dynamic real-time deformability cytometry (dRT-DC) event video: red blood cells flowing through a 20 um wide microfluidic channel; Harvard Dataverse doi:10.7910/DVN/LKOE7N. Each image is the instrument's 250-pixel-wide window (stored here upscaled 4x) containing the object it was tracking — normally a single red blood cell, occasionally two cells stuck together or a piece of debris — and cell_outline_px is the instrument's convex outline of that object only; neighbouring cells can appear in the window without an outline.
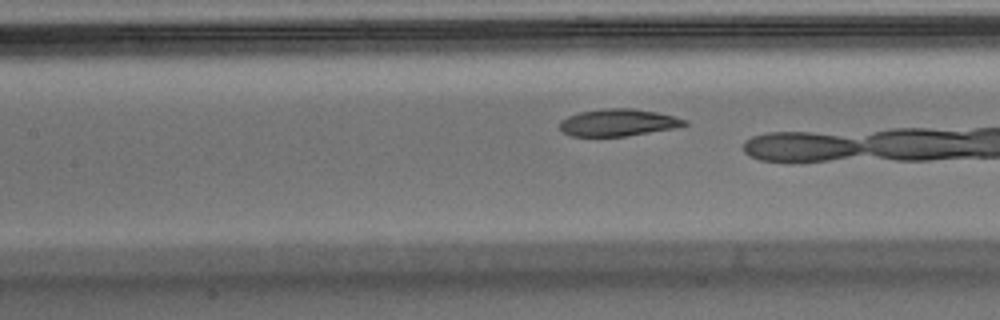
{"species": "Egyptian fruit bat (a non-hibernating species)", "species_latin": "Rousettus aegyptiacus", "temperature_condition": "warm", "stored_images_in_passage": 11, "camera_frame_rate_fps": 3000, "um_per_image_px": 0.085, "animal": {"sex": "male"}, "frame": {"image": 1, "passage_image": 10, "time_ms": 3.0, "image_size_px": [1000, 320], "cell_outline_px": [[688, 124], [680, 128], [624, 136], [572, 136], [564, 132], [560, 128], [560, 120], [568, 116], [580, 112], [600, 108], [632, 108], [656, 112], [688, 120]], "centroid_in_image_um": [52.58, 10.41], "position_along_channel_um": 154.8, "area_um2": 19.83}}